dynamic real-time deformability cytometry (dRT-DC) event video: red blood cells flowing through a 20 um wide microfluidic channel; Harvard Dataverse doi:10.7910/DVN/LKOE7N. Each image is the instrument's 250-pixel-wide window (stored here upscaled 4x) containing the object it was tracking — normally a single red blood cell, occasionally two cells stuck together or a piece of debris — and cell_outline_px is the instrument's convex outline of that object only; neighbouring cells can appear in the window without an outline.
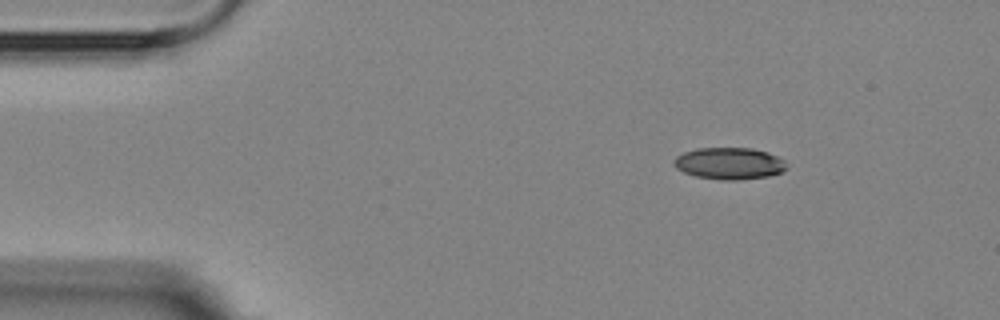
{"species": "Egyptian fruit bat (a non-hibernating species)", "species_latin": "Rousettus aegyptiacus", "temperature_condition": "room temperature", "stored_images_in_passage": 4, "camera_frame_rate_fps": 3000, "um_per_image_px": 0.085, "animal": {"sex": "female"}, "frame": {"image": 1, "passage_image": 1, "time_ms": 0.0, "image_size_px": [1000, 320], "cell_outline_px": [[788, 168], [780, 172], [768, 176], [740, 180], [720, 180], [696, 176], [684, 172], [676, 168], [672, 164], [672, 160], [676, 156], [684, 152], [696, 148], [752, 148], [768, 152], [784, 160]], "centroid_in_image_um": [61.97, 13.89], "position_along_channel_um": 23.0, "area_um2": 21.04}}
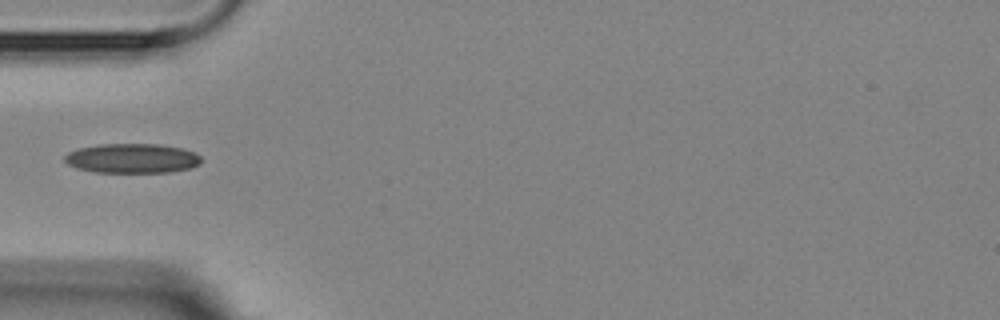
{"frame": {"image": 2, "passage_image": 4, "time_ms": 3.333, "image_size_px": [1000, 320], "cell_outline_px": [[200, 164], [188, 168], [172, 172], [96, 172], [76, 168], [68, 164], [64, 160], [64, 156], [68, 152], [80, 148], [100, 144], [160, 144], [184, 148], [196, 152], [200, 156]], "centroid_in_image_um": [11.25, 13.45], "position_along_channel_um": 73.8, "area_um2": 23.58}}